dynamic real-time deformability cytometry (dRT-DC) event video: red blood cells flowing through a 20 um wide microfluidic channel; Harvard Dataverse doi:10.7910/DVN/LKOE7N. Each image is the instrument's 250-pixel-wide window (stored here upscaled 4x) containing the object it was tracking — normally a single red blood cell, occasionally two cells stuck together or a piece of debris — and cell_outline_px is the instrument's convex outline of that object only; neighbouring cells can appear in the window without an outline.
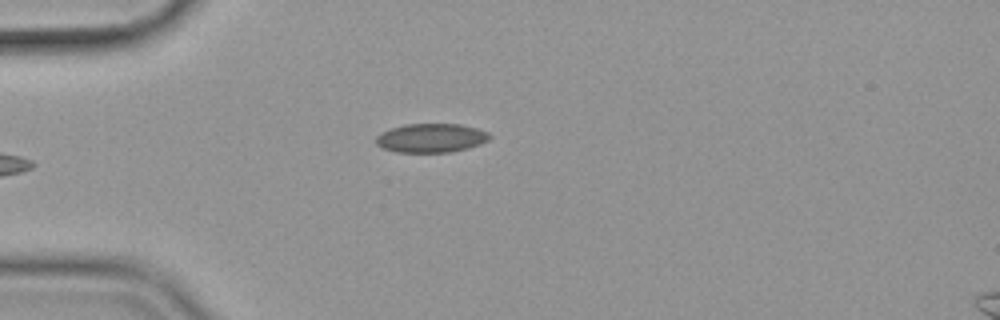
{"species": "common noctule bat (a hibernating species)", "species_latin": "Nyctalus noctula", "temperature_condition": "cold", "stored_images_in_passage": 30, "camera_frame_rate_fps": 3000, "um_per_image_px": 0.085, "animal": {"sex": "female", "body_mass_g": 19.9}, "frame": {"image": 1, "passage_image": 1, "time_ms": 0.0, "image_size_px": [1000, 320], "cell_outline_px": [[492, 136], [488, 140], [480, 144], [468, 148], [452, 152], [396, 152], [384, 148], [376, 144], [376, 136], [380, 132], [404, 124], [460, 124], [476, 128], [488, 132]], "centroid_in_image_um": [36.65, 11.73], "position_along_channel_um": 48.4, "area_um2": 19.19}}
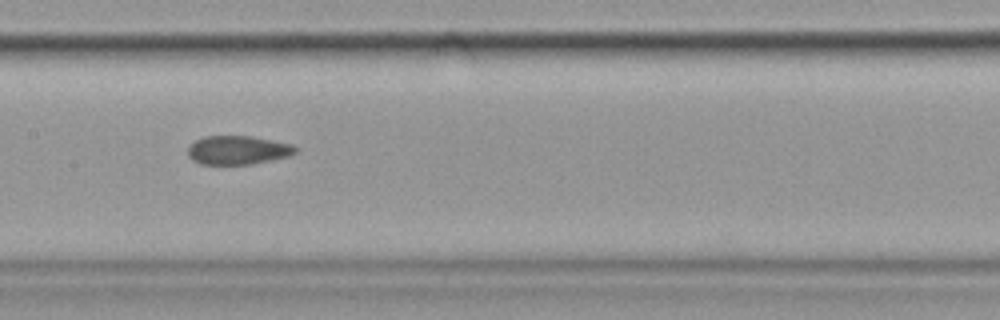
{"frame": {"image": 2, "passage_image": 14, "time_ms": 4.333, "image_size_px": [1000, 320], "cell_outline_px": [[296, 152], [288, 156], [272, 160], [252, 164], [200, 164], [192, 160], [188, 156], [188, 148], [196, 140], [204, 136], [248, 136], [272, 140], [292, 144], [296, 148]], "centroid_in_image_um": [20.2, 12.76], "position_along_channel_um": 187.2, "area_um2": 17.92}}
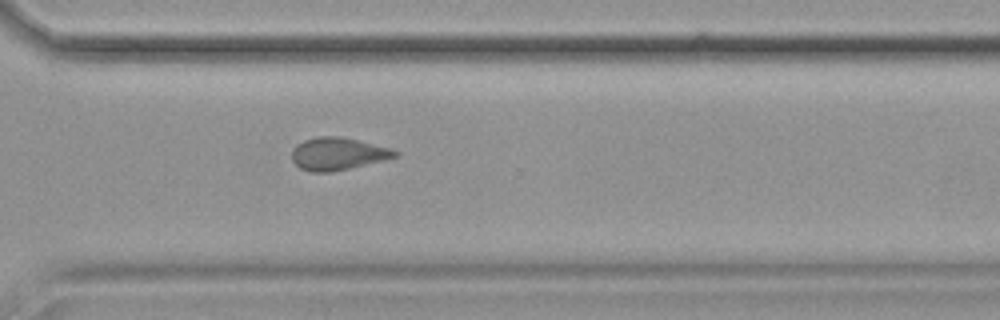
{"frame": {"image": 3, "passage_image": 27, "time_ms": 8.667, "image_size_px": [1000, 320], "cell_outline_px": [[400, 152], [396, 156], [332, 172], [312, 172], [300, 168], [292, 160], [292, 148], [296, 144], [304, 140], [316, 136], [340, 136], [388, 148]], "centroid_in_image_um": [28.62, 13.06], "position_along_channel_um": 342.0, "area_um2": 19.13}, "authors_computed_cell_mechanics": {"area_um2": 18.8139, "velocity_mm_per_s": 3.5708, "shape_relaxation_time_tau1_ms": null, "shape_relaxation_time_tau2_ms": 3.6699, "deformation_change_tau1": null, "deformation_change_tau2": 0.0928}}